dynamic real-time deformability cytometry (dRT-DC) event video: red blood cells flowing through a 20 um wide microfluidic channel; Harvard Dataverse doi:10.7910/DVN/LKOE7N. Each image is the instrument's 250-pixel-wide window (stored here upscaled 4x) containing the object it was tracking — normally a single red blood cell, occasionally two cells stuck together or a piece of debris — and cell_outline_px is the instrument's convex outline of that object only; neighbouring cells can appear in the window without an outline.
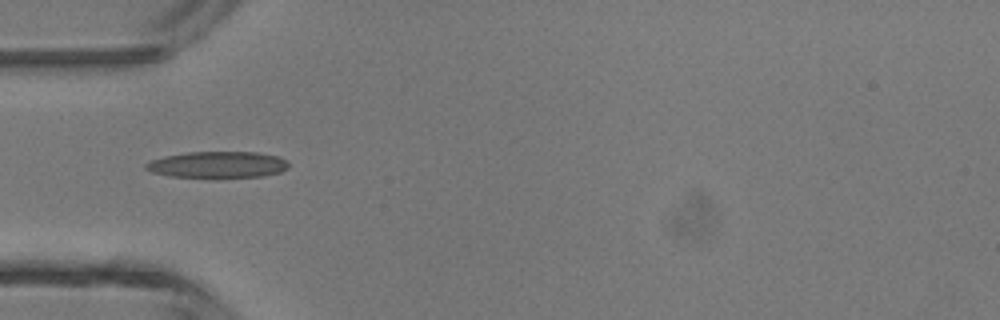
{"species": "common noctule bat (a hibernating species)", "species_latin": "Nyctalus noctula", "temperature_condition": "room temperature", "stored_images_in_passage": 28, "camera_frame_rate_fps": 3000, "um_per_image_px": 0.085, "animal": {"sex": "male", "body_mass_g": 13.3}, "frame": {"image": 1, "passage_image": 1, "time_ms": 0.0, "image_size_px": [1000, 320], "cell_outline_px": [[288, 168], [280, 172], [264, 176], [216, 180], [168, 176], [152, 172], [144, 168], [144, 164], [152, 160], [164, 156], [188, 152], [256, 152], [276, 156], [284, 160], [288, 164]], "centroid_in_image_um": [18.46, 14.04], "position_along_channel_um": 66.5, "area_um2": 22.83}}
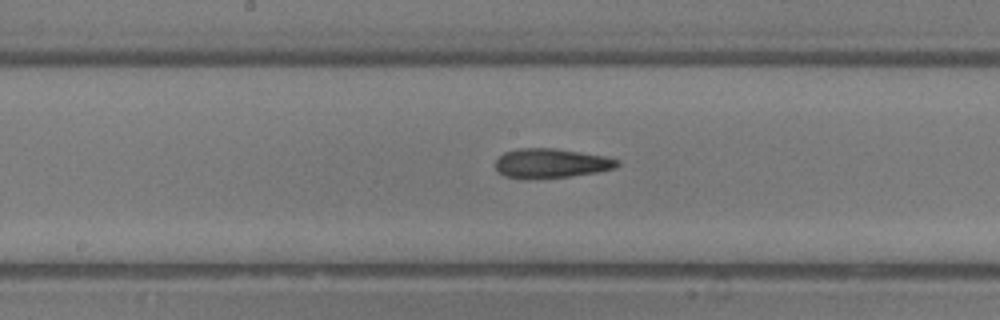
{"frame": {"image": 2, "passage_image": 10, "time_ms": 3.0, "image_size_px": [1000, 320], "cell_outline_px": [[620, 164], [616, 168], [596, 172], [568, 176], [528, 180], [524, 180], [504, 176], [496, 172], [496, 160], [504, 152], [516, 148], [556, 148], [608, 156], [620, 160]], "centroid_in_image_um": [46.83, 13.88], "position_along_channel_um": 201.4, "area_um2": 21.39}}
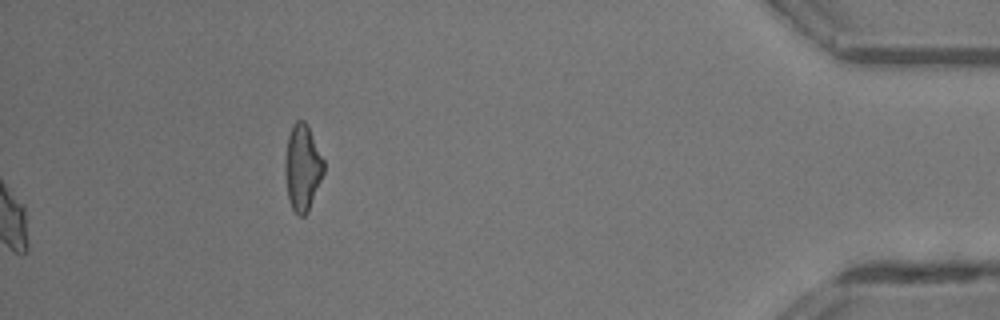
{"frame": {"image": 3, "passage_image": 28, "time_ms": 9.0, "image_size_px": [1000, 320], "cell_outline_px": [[324, 172], [308, 212], [304, 216], [300, 216], [292, 208], [288, 196], [284, 172], [284, 164], [288, 136], [292, 124], [296, 120], [304, 120], [308, 124], [324, 160]], "centroid_in_image_um": [25.71, 14.2], "position_along_channel_um": 409.5, "area_um2": 19.54}, "authors_computed_cell_mechanics": {"area_um2": 20.4323, "velocity_mm_per_s": 4.4642, "shape_relaxation_time_tau1_ms": null, "shape_relaxation_time_tau2_ms": 4.0482, "deformation_change_tau1": null, "deformation_change_tau2": 0.1692}}